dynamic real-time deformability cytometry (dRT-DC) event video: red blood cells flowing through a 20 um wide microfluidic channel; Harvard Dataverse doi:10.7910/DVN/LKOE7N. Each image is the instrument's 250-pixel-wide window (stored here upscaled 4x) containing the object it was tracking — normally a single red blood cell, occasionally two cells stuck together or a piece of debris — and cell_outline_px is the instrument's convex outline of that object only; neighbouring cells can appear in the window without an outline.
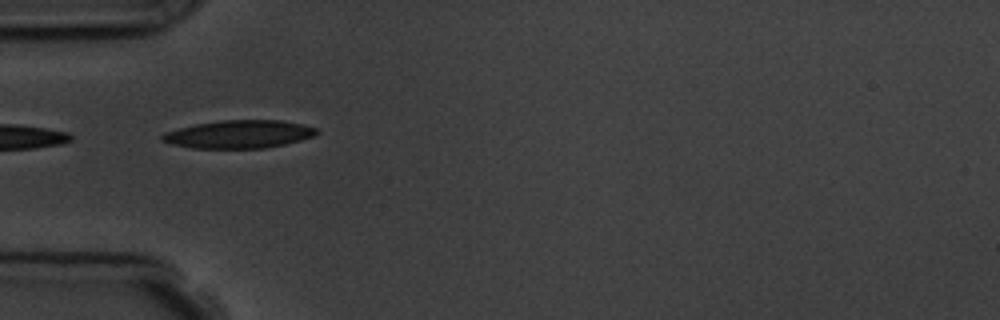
{"species": "common noctule bat (a hibernating species)", "species_latin": "Nyctalus noctula", "temperature_condition": "room temperature", "stored_images_in_passage": 10, "camera_frame_rate_fps": 3000, "um_per_image_px": 0.085, "animal": {"sex": "male", "body_mass_g": 19.5, "forearm_length_mm": 54.6}, "frame": {"image": 1, "passage_image": 5, "time_ms": 5.333, "image_size_px": [1000, 320], "cell_outline_px": [[320, 132], [316, 136], [284, 144], [264, 148], [192, 148], [172, 144], [160, 140], [160, 136], [164, 132], [196, 124], [220, 120], [280, 120], [300, 124], [316, 128]], "centroid_in_image_um": [20.31, 11.41], "position_along_channel_um": 64.7, "area_um2": 25.14}}
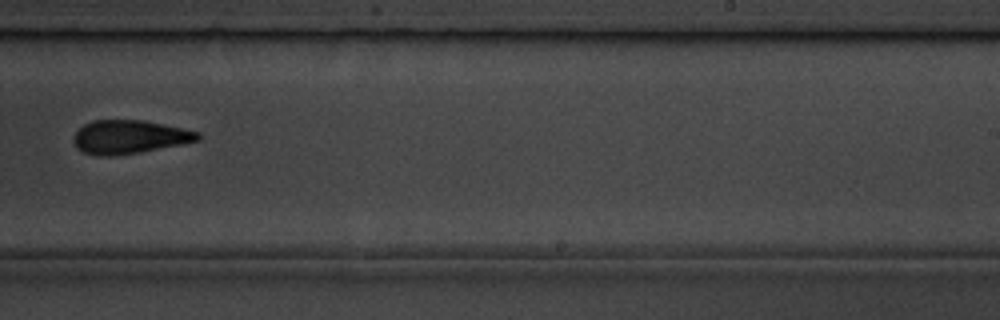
{"frame": {"image": 2, "passage_image": 10, "time_ms": 11.0, "image_size_px": [1000, 320], "cell_outline_px": [[200, 140], [140, 152], [112, 156], [96, 156], [84, 152], [76, 148], [72, 140], [72, 136], [84, 124], [92, 120], [144, 120], [200, 132]], "centroid_in_image_um": [10.95, 11.64], "position_along_channel_um": 278.1, "area_um2": 24.28}}